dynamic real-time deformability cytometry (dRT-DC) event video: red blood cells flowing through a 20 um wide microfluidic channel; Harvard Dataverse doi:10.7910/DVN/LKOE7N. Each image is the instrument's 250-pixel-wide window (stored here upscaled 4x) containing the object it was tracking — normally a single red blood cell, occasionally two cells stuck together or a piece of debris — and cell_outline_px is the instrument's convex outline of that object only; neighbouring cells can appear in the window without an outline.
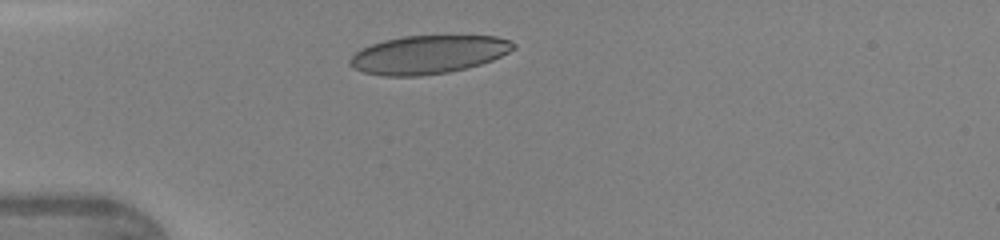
{"species": "human", "species_latin": "Homo sapiens", "temperature_condition": "warm", "stored_images_in_passage": 33, "camera_frame_rate_fps": 3000, "um_per_image_px": 0.085, "donor": {"sex": "female"}, "frame": {"image": 1, "passage_image": 1, "time_ms": 0.0, "image_size_px": [1000, 240], "cell_outline_px": [[516, 48], [492, 60], [468, 68], [448, 72], [420, 76], [384, 76], [360, 72], [352, 68], [348, 64], [348, 60], [360, 48], [384, 40], [404, 36], [496, 36], [512, 40], [516, 44]], "centroid_in_image_um": [36.38, 4.64], "position_along_channel_um": 48.6, "area_um2": 36.76}}
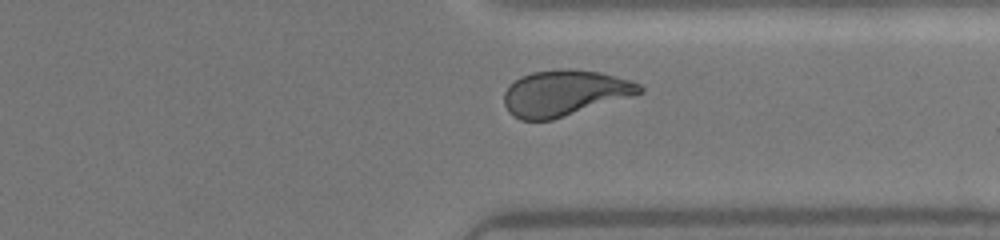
{"frame": {"image": 2, "passage_image": 23, "time_ms": 7.333, "image_size_px": [1000, 240], "cell_outline_px": [[644, 92], [636, 96], [552, 120], [520, 120], [512, 116], [508, 112], [504, 104], [504, 92], [508, 84], [520, 76], [532, 72], [564, 68], [568, 68], [600, 72], [616, 76], [640, 84], [644, 88]], "centroid_in_image_um": [47.99, 7.91], "position_along_channel_um": 363.4, "area_um2": 36.82}}
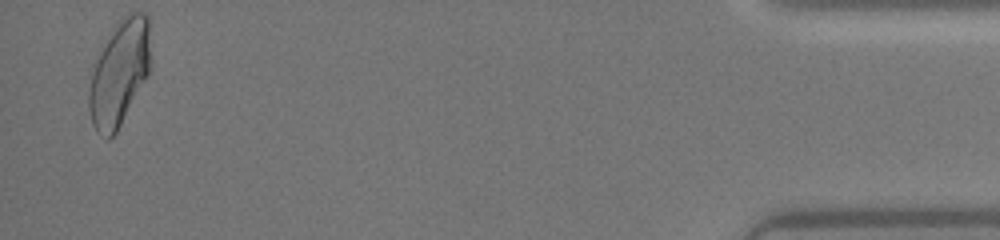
{"frame": {"image": 3, "passage_image": 32, "time_ms": 10.333, "image_size_px": [1000, 240], "cell_outline_px": [[152, 64], [148, 76], [116, 132], [108, 140], [96, 132], [92, 124], [88, 108], [88, 96], [92, 72], [104, 36], [128, 12], [144, 12], [148, 16]], "centroid_in_image_um": [10.15, 6.16], "position_along_channel_um": 425.0, "area_um2": 38.55}}